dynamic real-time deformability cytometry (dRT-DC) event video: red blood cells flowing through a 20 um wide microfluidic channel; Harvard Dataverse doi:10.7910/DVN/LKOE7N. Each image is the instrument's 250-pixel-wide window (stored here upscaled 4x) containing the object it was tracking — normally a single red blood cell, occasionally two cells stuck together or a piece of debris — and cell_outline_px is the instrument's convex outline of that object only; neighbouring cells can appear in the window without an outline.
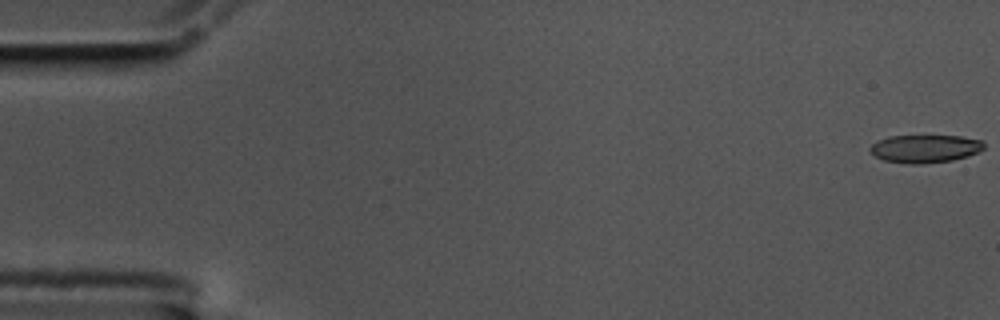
{"species": "common noctule bat (a hibernating species)", "species_latin": "Nyctalus noctula", "temperature_condition": "cold", "stored_images_in_passage": 17, "camera_frame_rate_fps": 3000, "um_per_image_px": 0.085, "animal": {"sex": "male", "body_mass_g": 17.5, "forearm_length_mm": 52.3}, "frame": {"image": 1, "passage_image": 1, "time_ms": 0.0, "image_size_px": [1000, 320], "cell_outline_px": [[984, 148], [980, 152], [968, 156], [952, 160], [920, 164], [908, 164], [884, 160], [876, 156], [868, 148], [876, 140], [888, 136], [960, 136], [984, 140]], "centroid_in_image_um": [78.64, 12.63], "position_along_channel_um": 6.4, "area_um2": 18.67}}